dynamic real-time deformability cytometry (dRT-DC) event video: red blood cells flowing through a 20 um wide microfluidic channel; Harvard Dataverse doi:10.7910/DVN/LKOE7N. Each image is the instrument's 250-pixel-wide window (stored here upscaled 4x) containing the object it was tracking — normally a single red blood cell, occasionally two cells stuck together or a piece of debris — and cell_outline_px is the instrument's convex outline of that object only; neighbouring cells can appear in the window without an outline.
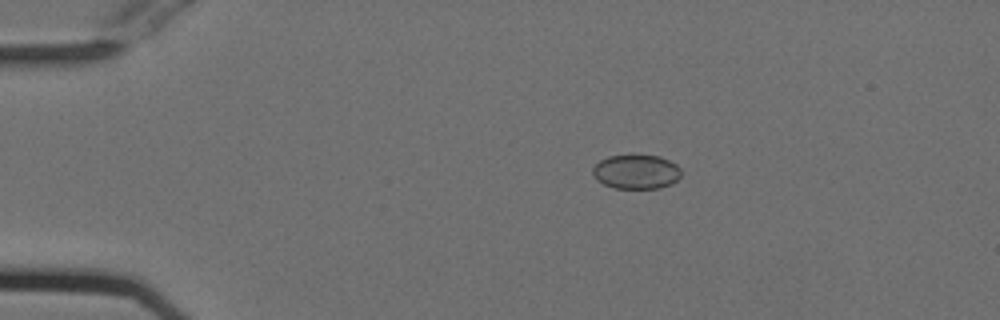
{"species": "Egyptian fruit bat (a non-hibernating species)", "species_latin": "Rousettus aegyptiacus", "temperature_condition": "cold", "stored_images_in_passage": 46, "camera_frame_rate_fps": 3000, "um_per_image_px": 0.085, "animal": {"sex": "female"}, "frame": {"image": 1, "passage_image": 3, "time_ms": 0.667, "image_size_px": [1000, 320], "cell_outline_px": [[680, 176], [672, 184], [660, 188], [612, 188], [596, 180], [592, 172], [592, 168], [600, 160], [608, 156], [636, 152], [660, 156], [676, 164], [680, 168]], "centroid_in_image_um": [54.06, 14.55], "position_along_channel_um": 30.9, "area_um2": 18.32}}
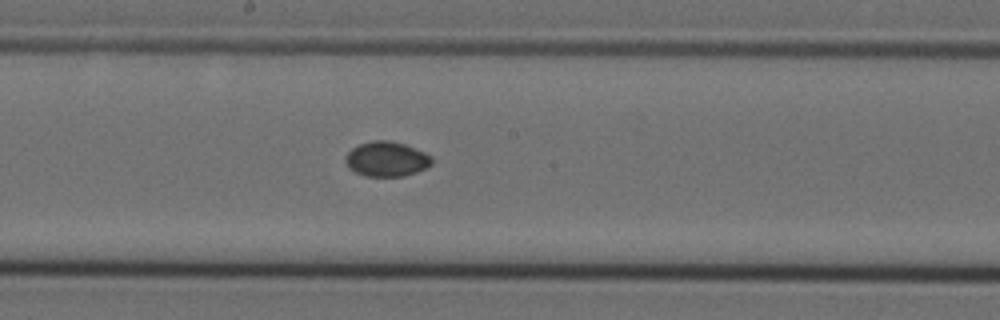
{"frame": {"image": 2, "passage_image": 22, "time_ms": 7.0, "image_size_px": [1000, 320], "cell_outline_px": [[432, 164], [416, 172], [404, 176], [364, 176], [348, 168], [344, 160], [344, 156], [352, 148], [360, 144], [372, 140], [388, 140], [404, 144], [424, 152], [432, 156]], "centroid_in_image_um": [32.83, 13.52], "position_along_channel_um": 215.4, "area_um2": 17.57}}
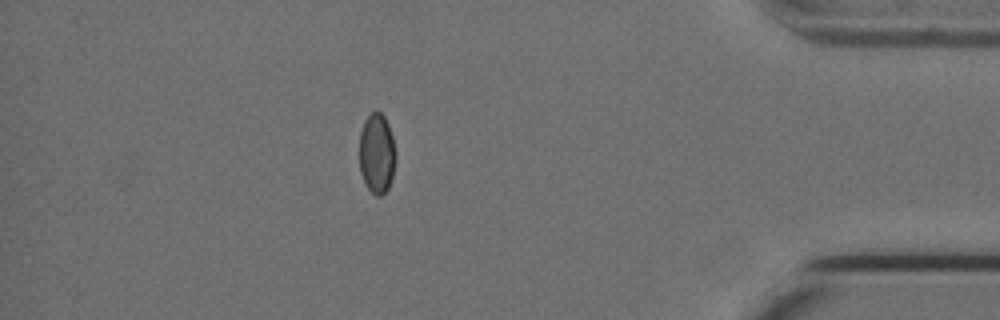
{"frame": {"image": 3, "passage_image": 40, "time_ms": 13.0, "image_size_px": [1000, 320], "cell_outline_px": [[396, 160], [392, 176], [388, 188], [380, 196], [376, 196], [364, 184], [360, 172], [360, 132], [364, 120], [372, 112], [380, 112], [384, 116], [388, 124], [392, 136], [396, 152]], "centroid_in_image_um": [32.03, 13.05], "position_along_channel_um": 403.2, "area_um2": 16.99}, "authors_computed_cell_mechanics": {"area_um2": 17.4845, "velocity_mm_per_s": 3.7839, "shape_relaxation_time_tau1_ms": null, "shape_relaxation_time_tau2_ms": 2.7235, "deformation_change_tau1": null, "deformation_change_tau2": 0.0288}}